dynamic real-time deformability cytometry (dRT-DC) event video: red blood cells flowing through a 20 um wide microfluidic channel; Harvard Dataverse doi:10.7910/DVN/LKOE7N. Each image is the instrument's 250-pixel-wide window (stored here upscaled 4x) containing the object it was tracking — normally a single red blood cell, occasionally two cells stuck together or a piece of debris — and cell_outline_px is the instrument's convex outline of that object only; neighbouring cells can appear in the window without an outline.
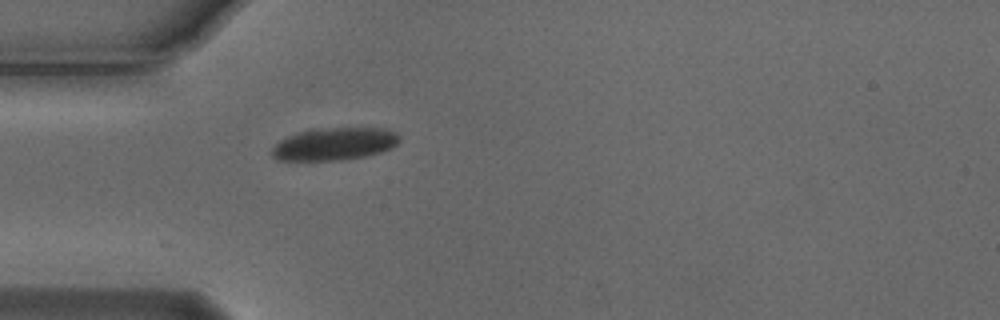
{"species": "Egyptian fruit bat (a non-hibernating species)", "species_latin": "Rousettus aegyptiacus", "temperature_condition": "cold", "stored_images_in_passage": 33, "camera_frame_rate_fps": 3000, "um_per_image_px": 0.085, "animal": {"sex": "male"}, "frame": {"image": 1, "passage_image": 1, "time_ms": 0.0, "image_size_px": [1000, 320], "cell_outline_px": [[400, 140], [392, 148], [368, 156], [344, 160], [276, 160], [272, 156], [272, 148], [280, 140], [288, 136], [300, 132], [320, 128], [384, 128], [396, 132], [400, 136]], "centroid_in_image_um": [28.46, 12.24], "position_along_channel_um": 56.5, "area_um2": 24.22}}
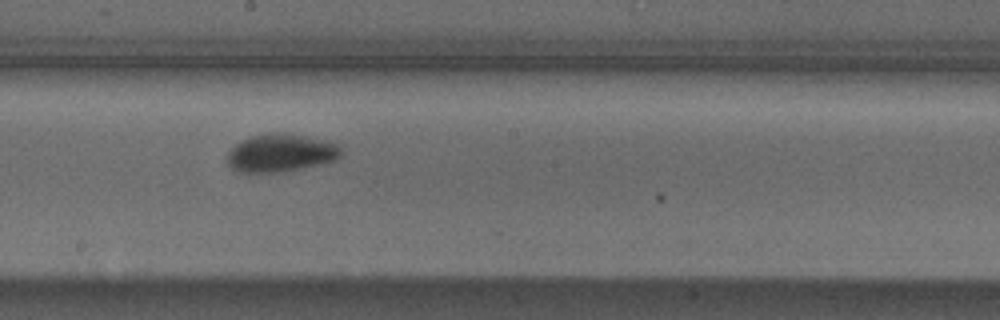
{"frame": {"image": 2, "passage_image": 15, "time_ms": 4.667, "image_size_px": [1000, 320], "cell_outline_px": [[340, 156], [336, 160], [276, 172], [240, 172], [232, 168], [224, 160], [228, 152], [236, 144], [248, 136], [272, 132], [284, 132], [324, 140], [336, 144], [340, 148]], "centroid_in_image_um": [23.78, 12.97], "position_along_channel_um": 224.4, "area_um2": 24.85}}
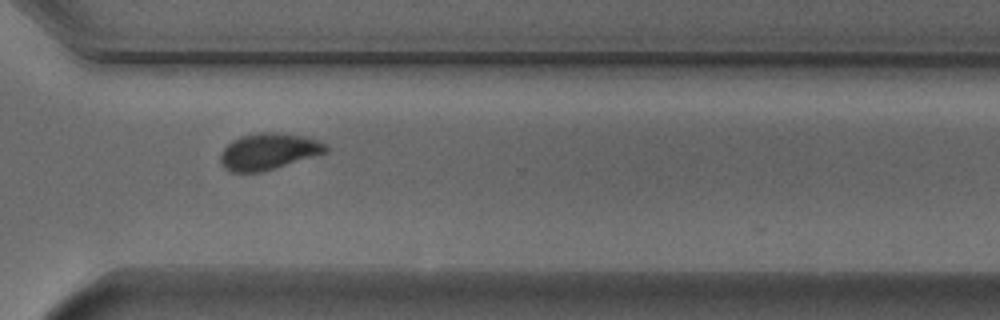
{"frame": {"image": 3, "passage_image": 25, "time_ms": 8.0, "image_size_px": [1000, 320], "cell_outline_px": [[328, 152], [260, 172], [232, 172], [224, 168], [220, 164], [220, 152], [232, 140], [240, 136], [260, 132], [276, 132], [304, 136], [316, 140], [324, 144], [328, 148]], "centroid_in_image_um": [22.78, 12.87], "position_along_channel_um": 347.8, "area_um2": 22.25}, "authors_computed_cell_mechanics": {"area_um2": 23.8136, "velocity_mm_per_s": 3.7042, "shape_relaxation_time_tau1_ms": 3.2609, "shape_relaxation_time_tau2_ms": 2.7541, "deformation_change_tau1": 0.1123, "deformation_change_tau2": 0.0505}}